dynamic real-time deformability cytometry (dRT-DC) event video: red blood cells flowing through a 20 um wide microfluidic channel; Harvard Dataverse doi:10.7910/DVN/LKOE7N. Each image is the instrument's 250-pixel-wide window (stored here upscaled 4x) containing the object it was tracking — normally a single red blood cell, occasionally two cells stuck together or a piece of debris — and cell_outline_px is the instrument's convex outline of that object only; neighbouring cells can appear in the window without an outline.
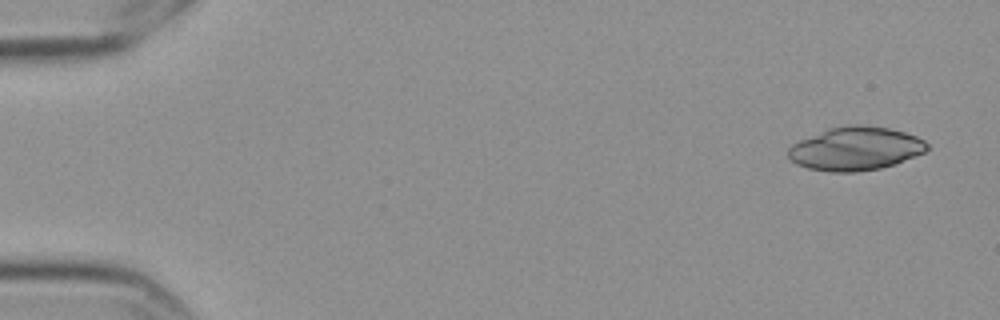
{"species": "Egyptian fruit bat (a non-hibernating species)", "species_latin": "Rousettus aegyptiacus", "temperature_condition": "cold", "stored_images_in_passage": 5, "camera_frame_rate_fps": 3000, "um_per_image_px": 0.085, "frame": {"image": 1, "passage_image": 1, "time_ms": 0.0, "image_size_px": [1000, 320], "cell_outline_px": [[928, 148], [924, 152], [896, 164], [880, 168], [856, 172], [828, 172], [808, 168], [796, 164], [788, 156], [788, 148], [792, 144], [800, 140], [828, 128], [848, 124], [864, 124], [888, 128], [904, 132], [916, 136], [924, 140], [928, 144]], "centroid_in_image_um": [72.71, 12.63], "position_along_channel_um": 12.3, "area_um2": 35.32}}